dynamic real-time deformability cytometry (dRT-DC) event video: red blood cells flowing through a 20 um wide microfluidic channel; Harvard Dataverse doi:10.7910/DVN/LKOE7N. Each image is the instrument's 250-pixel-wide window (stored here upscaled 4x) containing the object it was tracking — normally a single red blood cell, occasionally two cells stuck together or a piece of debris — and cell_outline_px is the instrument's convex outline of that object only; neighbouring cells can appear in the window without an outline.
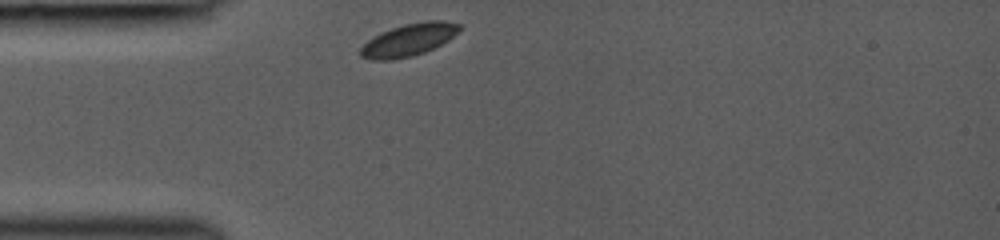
{"species": "common noctule bat (a hibernating species)", "species_latin": "Nyctalus noctula", "temperature_condition": "room temperature", "stored_images_in_passage": 33, "camera_frame_rate_fps": 3000, "um_per_image_px": 0.085, "animal": {"sex": "female", "body_mass_g": 19.0, "forearm_length_mm": 53.3}, "frame": {"image": 1, "passage_image": 1, "time_ms": 0.0, "image_size_px": [1000, 240], "cell_outline_px": [[460, 28], [448, 40], [424, 52], [412, 56], [392, 60], [372, 60], [360, 56], [360, 48], [372, 36], [392, 28], [404, 24], [424, 20], [444, 20], [460, 24]], "centroid_in_image_um": [34.71, 3.38], "position_along_channel_um": 50.3, "area_um2": 18.55}}
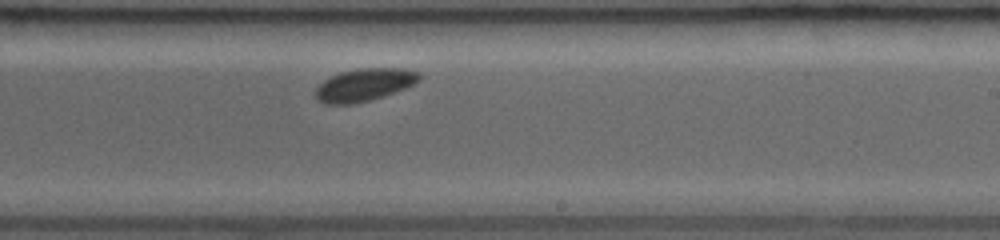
{"frame": {"image": 2, "passage_image": 20, "time_ms": 5.333, "image_size_px": [1000, 240], "cell_outline_px": [[420, 80], [416, 84], [368, 100], [352, 104], [324, 104], [316, 100], [316, 88], [324, 80], [340, 72], [356, 68], [404, 68], [420, 72]], "centroid_in_image_um": [30.96, 7.19], "position_along_channel_um": 258.0, "area_um2": 19.59}}
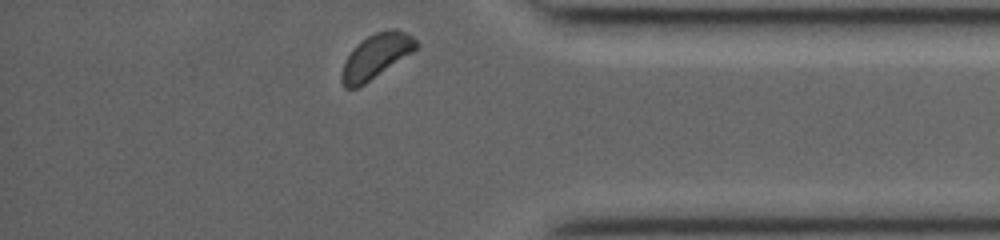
{"frame": {"image": 3, "passage_image": 33, "time_ms": 9.0, "image_size_px": [1000, 240], "cell_outline_px": [[416, 48], [412, 52], [364, 84], [356, 88], [344, 88], [340, 80], [340, 72], [344, 60], [356, 44], [368, 36], [376, 32], [392, 28], [396, 28], [412, 36], [416, 40]], "centroid_in_image_um": [31.9, 4.78], "position_along_channel_um": 403.3, "area_um2": 19.13}}